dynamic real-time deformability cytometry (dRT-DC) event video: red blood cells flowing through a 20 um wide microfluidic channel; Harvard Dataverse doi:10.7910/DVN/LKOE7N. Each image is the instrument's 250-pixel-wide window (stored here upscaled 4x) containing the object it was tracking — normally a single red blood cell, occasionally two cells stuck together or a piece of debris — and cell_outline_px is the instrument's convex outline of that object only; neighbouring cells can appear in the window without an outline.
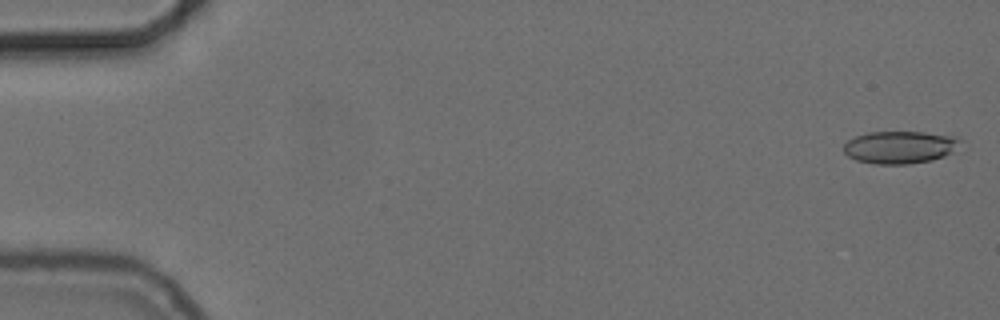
{"species": "common noctule bat (a hibernating species)", "species_latin": "Nyctalus noctula", "temperature_condition": "cold", "stored_images_in_passage": 29, "camera_frame_rate_fps": 3000, "um_per_image_px": 0.085, "animal": {"sex": "female", "body_mass_g": 24.6, "forearm_length_mm": 56.2}, "frame": {"image": 1, "passage_image": 1, "time_ms": 0.0, "image_size_px": [1000, 320], "cell_outline_px": [[964, 140], [952, 152], [944, 156], [932, 160], [908, 164], [876, 164], [856, 160], [848, 156], [844, 152], [844, 144], [848, 140], [856, 136], [868, 132], [924, 132], [952, 136]], "centroid_in_image_um": [76.49, 12.51], "position_along_channel_um": 8.5, "area_um2": 22.08}}
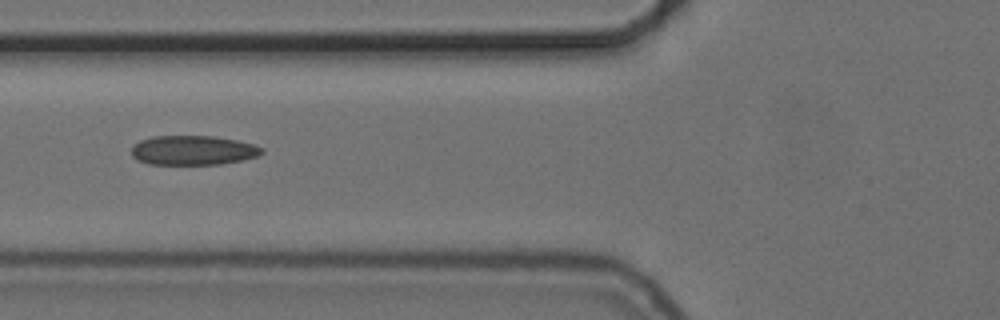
{"frame": {"image": 2, "passage_image": 21, "time_ms": 6.667, "image_size_px": [1000, 320], "cell_outline_px": [[264, 152], [260, 156], [244, 160], [220, 164], [148, 164], [136, 160], [132, 156], [132, 144], [140, 140], [152, 136], [216, 136], [236, 140], [252, 144], [264, 148]], "centroid_in_image_um": [16.41, 12.77], "position_along_channel_um": 109.4, "area_um2": 22.66}}
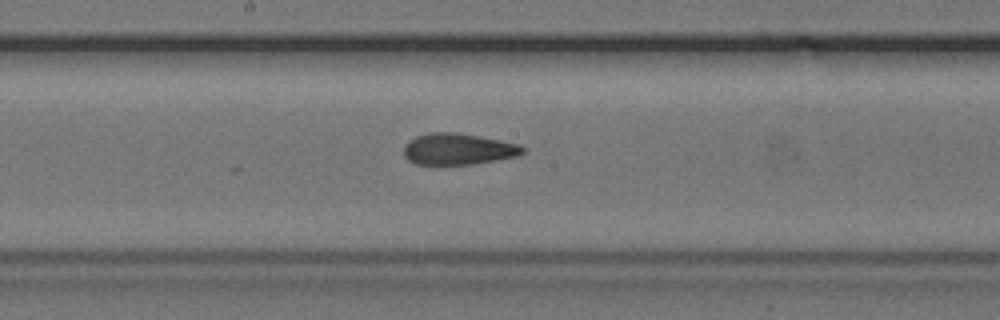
{"frame": {"image": 3, "passage_image": 29, "time_ms": 9.333, "image_size_px": [1000, 320], "cell_outline_px": [[524, 152], [520, 156], [472, 164], [416, 164], [408, 160], [404, 156], [404, 144], [408, 140], [416, 136], [432, 132], [456, 132], [480, 136], [520, 144], [524, 148]], "centroid_in_image_um": [38.94, 12.66], "position_along_channel_um": 209.3, "area_um2": 21.85}}